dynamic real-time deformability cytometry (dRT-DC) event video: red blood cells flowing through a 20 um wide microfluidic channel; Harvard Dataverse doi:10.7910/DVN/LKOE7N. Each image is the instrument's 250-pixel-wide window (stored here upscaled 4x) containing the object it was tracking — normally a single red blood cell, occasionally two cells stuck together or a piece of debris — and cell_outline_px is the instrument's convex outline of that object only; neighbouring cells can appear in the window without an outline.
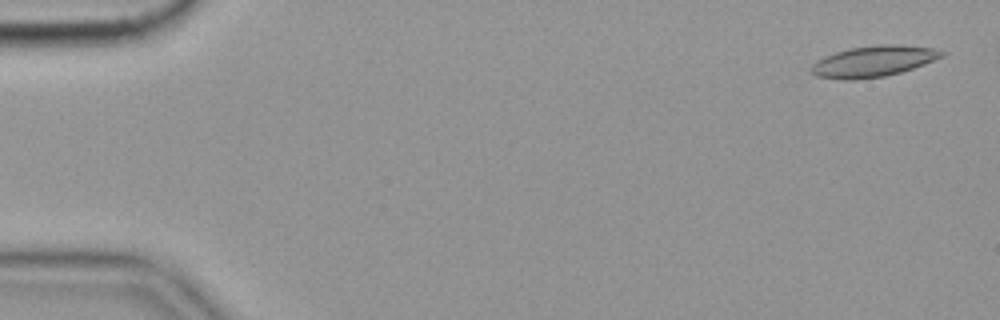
{"species": "common noctule bat (a hibernating species)", "species_latin": "Nyctalus noctula", "temperature_condition": "cold", "stored_images_in_passage": 51, "camera_frame_rate_fps": 3000, "um_per_image_px": 0.085, "animal": {"sex": "female", "body_mass_g": 19.9}, "frame": {"image": 1, "passage_image": 1, "time_ms": 0.0, "image_size_px": [1000, 320], "cell_outline_px": [[948, 52], [944, 56], [924, 64], [900, 72], [884, 76], [856, 80], [844, 80], [816, 76], [808, 68], [816, 60], [824, 56], [836, 52], [852, 48], [880, 44], [896, 44], [932, 48]], "centroid_in_image_um": [74.22, 5.21], "position_along_channel_um": 10.8, "area_um2": 23.58}}
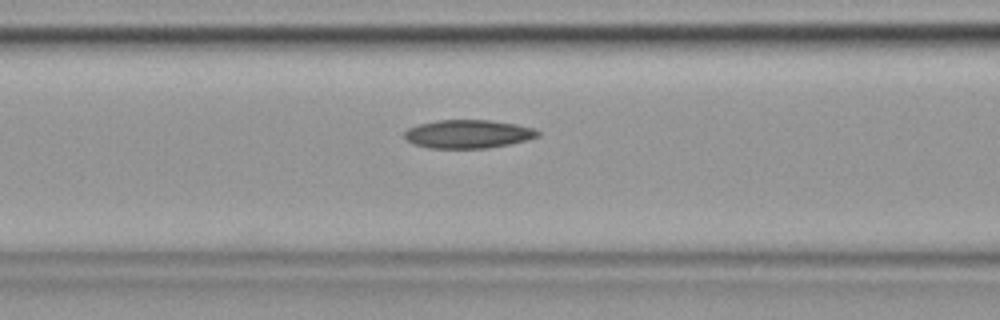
{"frame": {"image": 2, "passage_image": 22, "time_ms": 7.0, "image_size_px": [1000, 320], "cell_outline_px": [[540, 136], [508, 144], [488, 148], [428, 148], [412, 144], [404, 136], [404, 132], [408, 128], [420, 124], [440, 120], [492, 120], [516, 124], [532, 128], [540, 132]], "centroid_in_image_um": [39.77, 11.39], "position_along_channel_um": 126.8, "area_um2": 21.96}}